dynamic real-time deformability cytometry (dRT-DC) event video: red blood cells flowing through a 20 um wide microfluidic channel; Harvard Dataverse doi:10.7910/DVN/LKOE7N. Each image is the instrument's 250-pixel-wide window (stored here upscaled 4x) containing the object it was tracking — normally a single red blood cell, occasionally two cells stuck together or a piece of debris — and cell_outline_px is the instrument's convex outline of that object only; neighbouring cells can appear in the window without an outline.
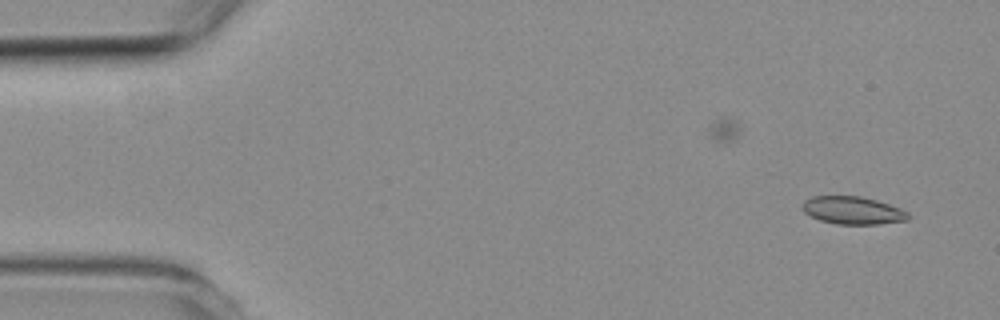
{"species": "common noctule bat (a hibernating species)", "species_latin": "Nyctalus noctula", "temperature_condition": "room temperature", "stored_images_in_passage": 2, "camera_frame_rate_fps": 3000, "um_per_image_px": 0.085, "animal": {"sex": "female", "body_mass_g": 19.3, "forearm_length_mm": 54.1}, "frame": {"image": 1, "passage_image": 2, "time_ms": 2.0, "image_size_px": [1000, 320], "cell_outline_px": [[908, 220], [880, 224], [836, 224], [820, 220], [804, 212], [804, 200], [812, 196], [860, 196], [876, 200], [900, 208], [908, 212]], "centroid_in_image_um": [72.5, 17.88], "position_along_channel_um": 12.5, "area_um2": 16.94}}